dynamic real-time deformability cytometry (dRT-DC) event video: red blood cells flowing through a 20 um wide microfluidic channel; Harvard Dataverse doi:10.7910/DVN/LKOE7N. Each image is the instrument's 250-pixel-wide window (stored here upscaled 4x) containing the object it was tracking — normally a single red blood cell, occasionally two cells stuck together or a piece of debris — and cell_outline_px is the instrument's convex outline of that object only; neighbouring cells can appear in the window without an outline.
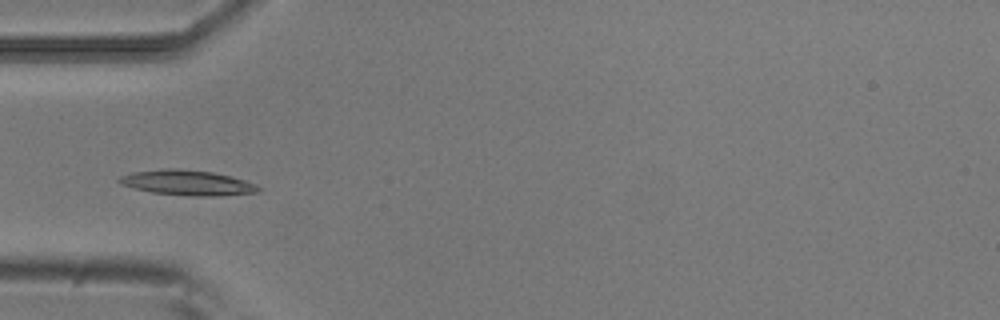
{"species": "common noctule bat (a hibernating species)", "species_latin": "Nyctalus noctula", "temperature_condition": "room temperature", "stored_images_in_passage": 5, "camera_frame_rate_fps": 3000, "um_per_image_px": 0.085, "animal": {"sex": "male", "body_mass_g": 20.5, "forearm_length_mm": 52.5}, "frame": {"image": 1, "passage_image": 5, "time_ms": 1.333, "image_size_px": [1000, 320], "cell_outline_px": [[264, 188], [260, 192], [220, 196], [192, 196], [152, 192], [132, 188], [120, 184], [116, 180], [120, 176], [132, 172], [160, 168], [180, 168], [212, 172], [232, 176], [256, 184]], "centroid_in_image_um": [15.94, 15.53], "position_along_channel_um": 69.1, "area_um2": 20.81}}